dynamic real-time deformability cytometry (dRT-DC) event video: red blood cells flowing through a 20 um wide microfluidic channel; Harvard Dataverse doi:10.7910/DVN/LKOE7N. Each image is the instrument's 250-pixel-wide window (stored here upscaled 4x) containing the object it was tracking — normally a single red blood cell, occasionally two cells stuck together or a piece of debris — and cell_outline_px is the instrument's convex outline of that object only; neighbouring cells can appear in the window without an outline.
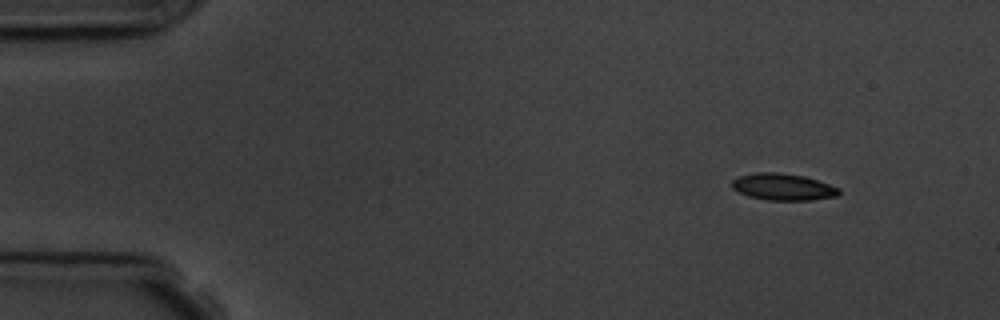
{"species": "common noctule bat (a hibernating species)", "species_latin": "Nyctalus noctula", "temperature_condition": "room temperature", "stored_images_in_passage": 4, "camera_frame_rate_fps": 3000, "um_per_image_px": 0.085, "animal": {"sex": "male", "body_mass_g": 19.5, "forearm_length_mm": 54.6}, "frame": {"image": 1, "passage_image": 1, "time_ms": 0.0, "image_size_px": [1000, 320], "cell_outline_px": [[840, 192], [836, 196], [812, 200], [768, 200], [748, 196], [732, 188], [732, 180], [736, 176], [756, 172], [776, 172], [804, 176], [840, 188]], "centroid_in_image_um": [66.53, 15.88], "position_along_channel_um": 18.5, "area_um2": 16.65}}
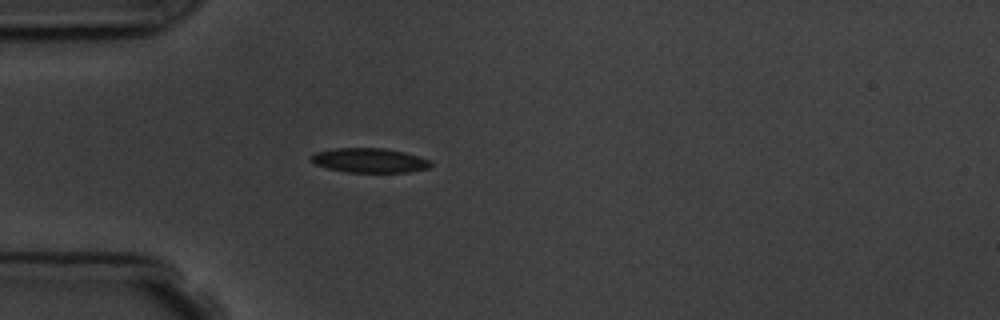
{"frame": {"image": 2, "passage_image": 4, "time_ms": 3.333, "image_size_px": [1000, 320], "cell_outline_px": [[432, 164], [428, 168], [408, 172], [344, 172], [328, 168], [316, 164], [312, 160], [312, 156], [316, 152], [336, 148], [384, 148], [404, 152], [432, 160]], "centroid_in_image_um": [31.45, 13.63], "position_along_channel_um": 53.5, "area_um2": 16.94}}